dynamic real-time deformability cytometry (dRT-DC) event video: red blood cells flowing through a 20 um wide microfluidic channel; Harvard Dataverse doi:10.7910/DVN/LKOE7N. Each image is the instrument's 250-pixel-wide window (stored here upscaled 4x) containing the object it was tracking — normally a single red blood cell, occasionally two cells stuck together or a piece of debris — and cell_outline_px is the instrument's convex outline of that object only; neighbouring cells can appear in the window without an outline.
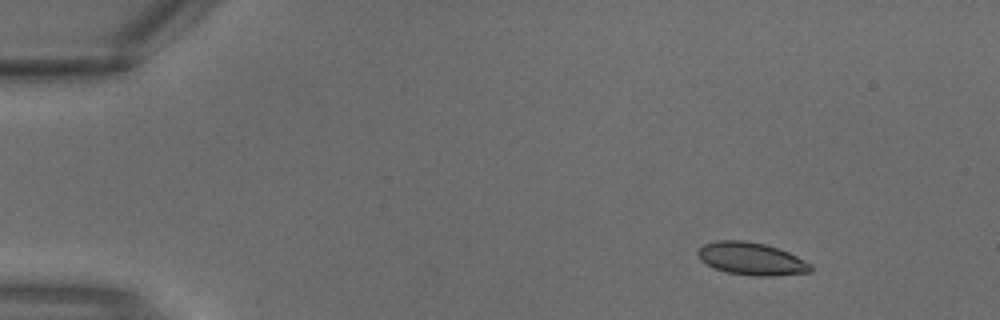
{"species": "common noctule bat (a hibernating species)", "species_latin": "Nyctalus noctula", "temperature_condition": "warm", "stored_images_in_passage": 2, "camera_frame_rate_fps": 3000, "um_per_image_px": 0.085, "animal": {"sex": "male", "body_mass_g": 18.8}, "frame": {"image": 1, "passage_image": 1, "time_ms": 0.0, "image_size_px": [1000, 320], "cell_outline_px": [[812, 272], [776, 276], [756, 276], [728, 272], [716, 268], [700, 260], [696, 252], [704, 244], [716, 240], [744, 240], [764, 244], [788, 252], [812, 264]], "centroid_in_image_um": [63.88, 21.99], "position_along_channel_um": 21.1, "area_um2": 21.33}}